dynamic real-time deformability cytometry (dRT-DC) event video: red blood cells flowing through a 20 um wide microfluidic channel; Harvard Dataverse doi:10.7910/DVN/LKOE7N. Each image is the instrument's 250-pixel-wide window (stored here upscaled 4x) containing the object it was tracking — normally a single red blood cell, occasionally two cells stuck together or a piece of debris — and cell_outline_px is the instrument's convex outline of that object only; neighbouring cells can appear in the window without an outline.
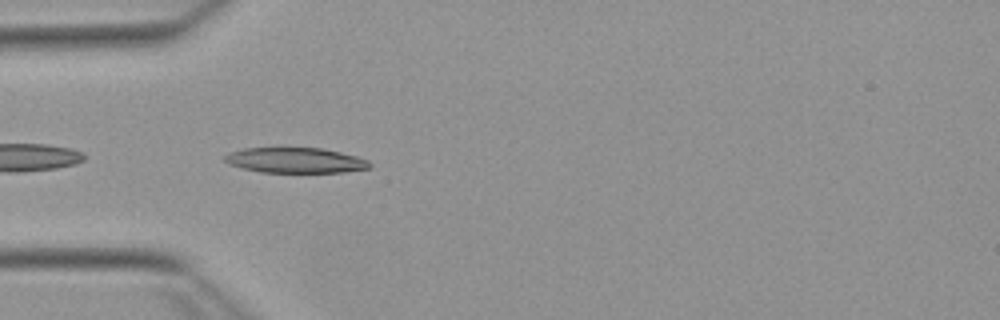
{"species": "Egyptian fruit bat (a non-hibernating species)", "species_latin": "Rousettus aegyptiacus", "temperature_condition": "warm", "stored_images_in_passage": 9, "camera_frame_rate_fps": 3000, "um_per_image_px": 0.085, "animal": {"sex": "female"}, "frame": {"image": 1, "passage_image": 2, "time_ms": 0.333, "image_size_px": [1000, 320], "cell_outline_px": [[372, 168], [344, 172], [260, 172], [228, 164], [224, 160], [224, 156], [228, 152], [244, 148], [276, 144], [280, 144], [320, 148], [340, 152], [356, 156], [368, 160], [372, 164]], "centroid_in_image_um": [25.05, 13.57], "position_along_channel_um": 59.9, "area_um2": 22.54}}